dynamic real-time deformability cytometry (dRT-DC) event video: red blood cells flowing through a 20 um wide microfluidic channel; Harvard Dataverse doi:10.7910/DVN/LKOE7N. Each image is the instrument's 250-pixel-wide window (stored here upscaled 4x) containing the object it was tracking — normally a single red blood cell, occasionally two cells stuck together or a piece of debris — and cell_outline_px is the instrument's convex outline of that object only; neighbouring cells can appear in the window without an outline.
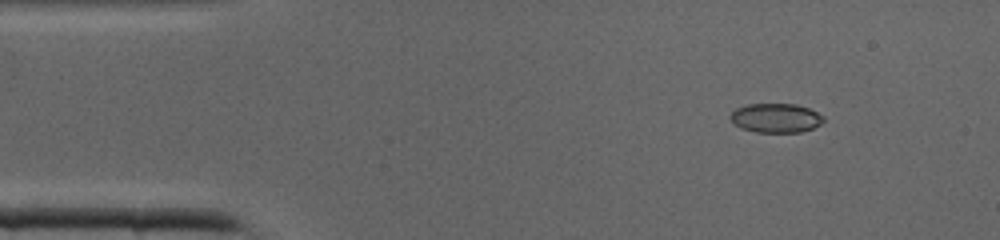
{"species": "common noctule bat (a hibernating species)", "species_latin": "Nyctalus noctula", "temperature_condition": "cold", "stored_images_in_passage": 37, "camera_frame_rate_fps": 3000, "um_per_image_px": 0.085, "animal": {"sex": "male", "body_mass_g": 19.0, "forearm_length_mm": 50.8}, "frame": {"image": 1, "passage_image": 1, "time_ms": 0.0, "image_size_px": [1000, 240], "cell_outline_px": [[824, 120], [820, 124], [812, 128], [800, 132], [756, 132], [740, 128], [728, 116], [736, 108], [748, 104], [796, 104], [808, 108], [824, 116]], "centroid_in_image_um": [65.94, 10.02], "position_along_channel_um": 19.1, "area_um2": 15.78}}
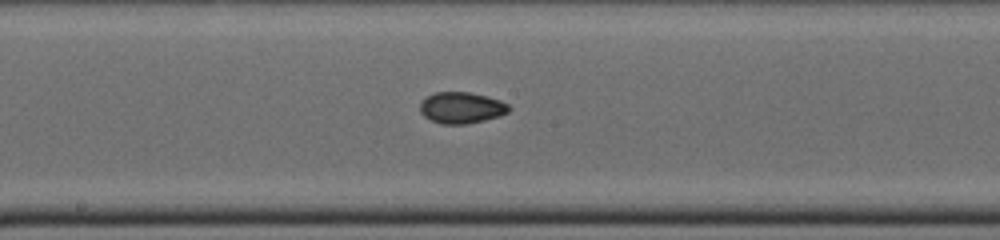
{"frame": {"image": 2, "passage_image": 17, "time_ms": 5.333, "image_size_px": [1000, 240], "cell_outline_px": [[512, 108], [508, 112], [500, 116], [468, 124], [440, 124], [424, 116], [420, 112], [420, 100], [436, 92], [468, 92], [488, 96], [500, 100], [508, 104]], "centroid_in_image_um": [39.23, 9.16], "position_along_channel_um": 209.0, "area_um2": 16.36}}
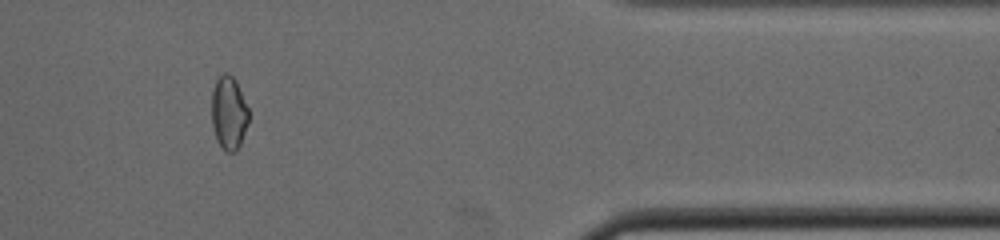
{"frame": {"image": 3, "passage_image": 30, "time_ms": 9.667, "image_size_px": [1000, 240], "cell_outline_px": [[248, 124], [240, 144], [236, 152], [224, 152], [216, 140], [212, 124], [212, 92], [216, 80], [224, 72], [228, 72], [232, 76], [248, 108]], "centroid_in_image_um": [19.43, 9.65], "position_along_channel_um": 392.0, "area_um2": 15.72}}